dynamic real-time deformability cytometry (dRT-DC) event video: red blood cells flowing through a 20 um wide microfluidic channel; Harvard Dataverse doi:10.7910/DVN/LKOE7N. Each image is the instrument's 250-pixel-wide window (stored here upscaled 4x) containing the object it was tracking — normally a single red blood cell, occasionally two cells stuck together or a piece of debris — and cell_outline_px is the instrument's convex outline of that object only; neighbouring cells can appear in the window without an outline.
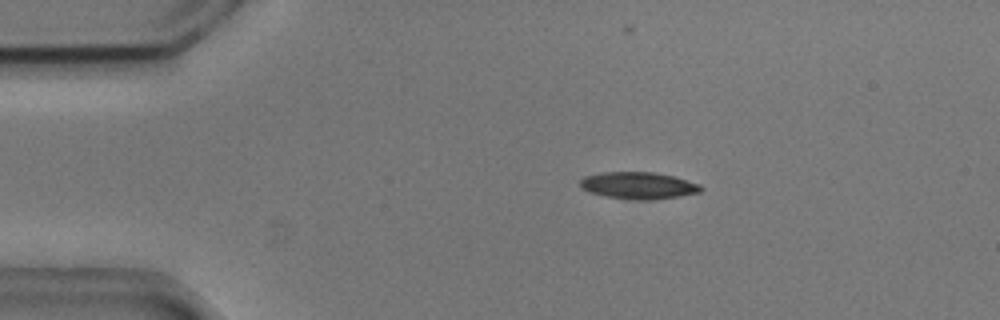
{"species": "common noctule bat (a hibernating species)", "species_latin": "Nyctalus noctula", "temperature_condition": "cold", "stored_images_in_passage": 48, "camera_frame_rate_fps": 3000, "um_per_image_px": 0.085, "animal": {"sex": "male", "body_mass_g": 20.5, "forearm_length_mm": 52.5}, "frame": {"image": 1, "passage_image": 5, "time_ms": 1.333, "image_size_px": [1000, 320], "cell_outline_px": [[704, 188], [700, 192], [680, 196], [652, 200], [636, 200], [604, 196], [588, 192], [580, 188], [580, 180], [584, 176], [600, 172], [656, 172], [672, 176], [700, 184]], "centroid_in_image_um": [54.24, 15.77], "position_along_channel_um": 30.8, "area_um2": 19.13}}
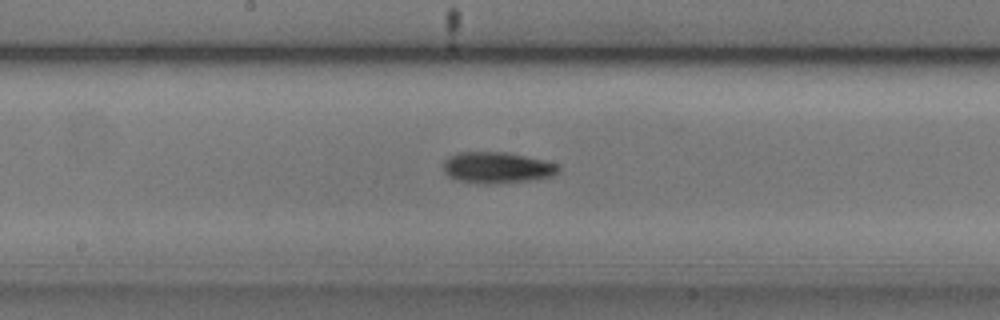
{"frame": {"image": 2, "passage_image": 23, "time_ms": 7.333, "image_size_px": [1000, 320], "cell_outline_px": [[560, 172], [552, 176], [528, 180], [500, 184], [480, 184], [456, 180], [448, 176], [444, 172], [444, 160], [448, 156], [456, 152], [504, 152], [544, 160], [560, 164]], "centroid_in_image_um": [42.24, 14.25], "position_along_channel_um": 206.0, "area_um2": 21.21}}
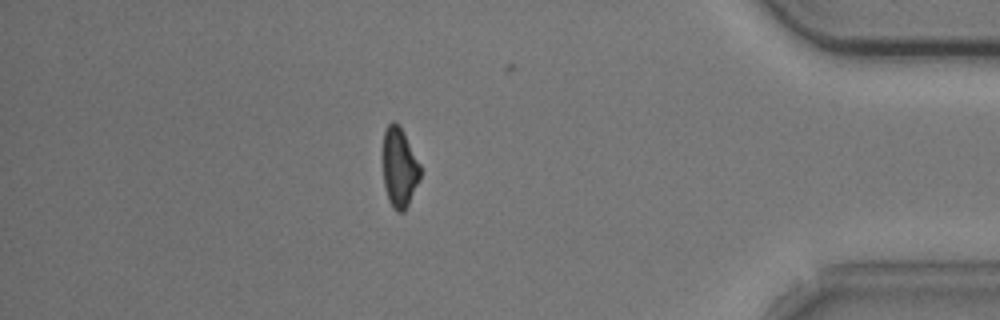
{"frame": {"image": 3, "passage_image": 42, "time_ms": 13.667, "image_size_px": [1000, 320], "cell_outline_px": [[420, 180], [404, 212], [396, 212], [392, 208], [388, 200], [384, 184], [380, 152], [384, 132], [388, 124], [392, 120], [400, 128], [420, 164]], "centroid_in_image_um": [33.89, 14.27], "position_along_channel_um": 401.3, "area_um2": 17.69}}